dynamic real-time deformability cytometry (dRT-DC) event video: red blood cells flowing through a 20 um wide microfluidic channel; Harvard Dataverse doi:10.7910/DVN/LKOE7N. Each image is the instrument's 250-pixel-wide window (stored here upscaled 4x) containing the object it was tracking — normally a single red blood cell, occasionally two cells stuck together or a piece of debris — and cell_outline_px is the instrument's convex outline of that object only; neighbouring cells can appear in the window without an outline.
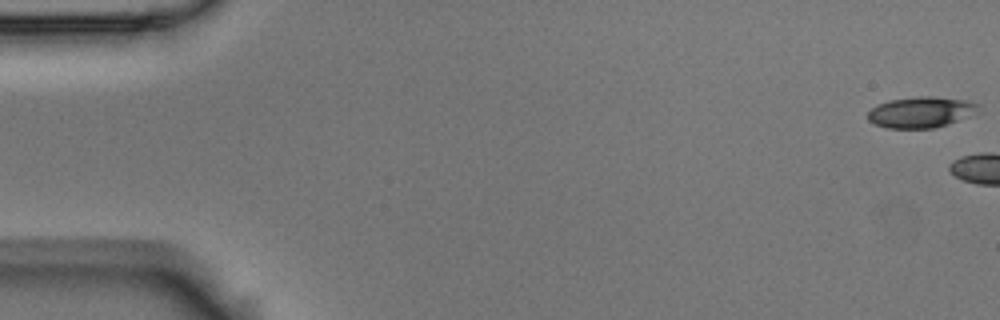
{"species": "Egyptian fruit bat (a non-hibernating species)", "species_latin": "Rousettus aegyptiacus", "temperature_condition": "room temperature", "stored_images_in_passage": 5, "camera_frame_rate_fps": 3000, "um_per_image_px": 0.085, "animal": {"sex": "male"}, "frame": {"image": 1, "passage_image": 1, "time_ms": 0.0, "image_size_px": [1000, 320], "cell_outline_px": [[980, 112], [972, 116], [948, 124], [932, 128], [884, 128], [872, 124], [868, 120], [868, 112], [876, 104], [888, 100], [916, 96], [936, 96], [968, 100], [980, 104]], "centroid_in_image_um": [78.32, 9.53], "position_along_channel_um": 6.7, "area_um2": 20.52}}